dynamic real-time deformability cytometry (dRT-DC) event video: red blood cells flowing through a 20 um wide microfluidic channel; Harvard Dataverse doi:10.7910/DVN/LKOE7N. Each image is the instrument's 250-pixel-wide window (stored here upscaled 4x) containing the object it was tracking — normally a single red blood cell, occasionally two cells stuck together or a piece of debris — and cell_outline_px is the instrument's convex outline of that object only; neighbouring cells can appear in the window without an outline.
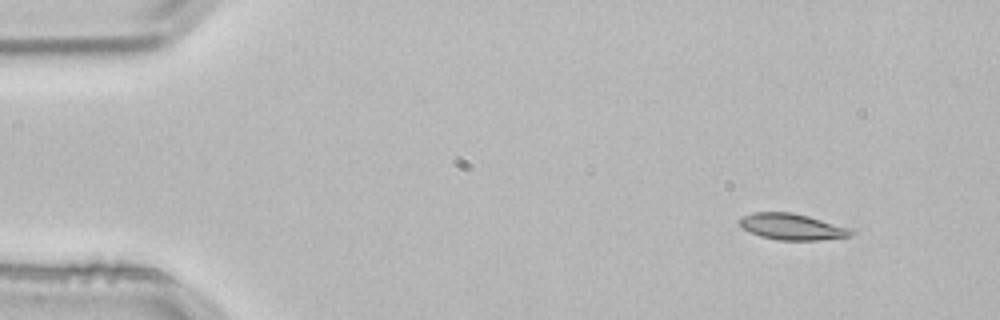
{"species": "common noctule bat (a hibernating species)", "species_latin": "Nyctalus noctula", "temperature_condition": "room temperature", "stored_images_in_passage": 3, "camera_frame_rate_fps": 3000, "um_per_image_px": 0.085, "animal": {"sex": "male", "body_mass_g": 21.5, "forearm_length_mm": 52.0}, "frame": {"image": 1, "passage_image": 1, "time_ms": 0.0, "image_size_px": [1000, 320], "cell_outline_px": [[856, 232], [848, 236], [820, 240], [776, 240], [760, 236], [744, 228], [740, 224], [740, 216], [752, 212], [792, 212], [808, 216], [852, 228]], "centroid_in_image_um": [67.34, 19.26], "position_along_channel_um": 17.7, "area_um2": 17.05}}
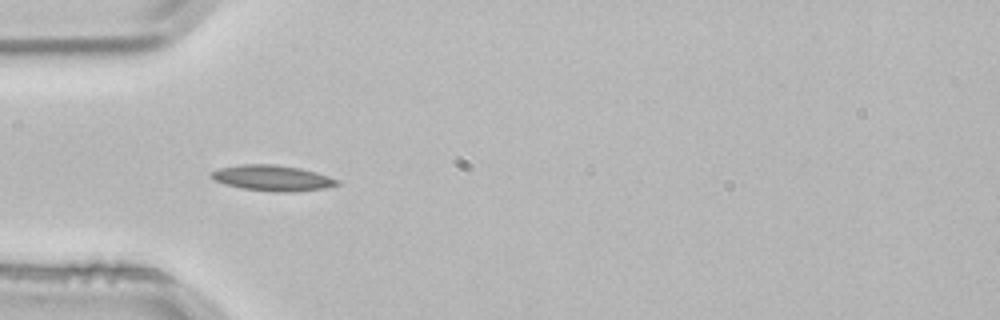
{"frame": {"image": 2, "passage_image": 3, "time_ms": 0.667, "image_size_px": [1000, 320], "cell_outline_px": [[340, 184], [324, 188], [288, 192], [276, 192], [244, 188], [224, 184], [208, 176], [212, 172], [220, 168], [244, 164], [276, 164], [300, 168], [316, 172], [340, 180]], "centroid_in_image_um": [23.18, 15.12], "position_along_channel_um": 61.8, "area_um2": 18.67}}